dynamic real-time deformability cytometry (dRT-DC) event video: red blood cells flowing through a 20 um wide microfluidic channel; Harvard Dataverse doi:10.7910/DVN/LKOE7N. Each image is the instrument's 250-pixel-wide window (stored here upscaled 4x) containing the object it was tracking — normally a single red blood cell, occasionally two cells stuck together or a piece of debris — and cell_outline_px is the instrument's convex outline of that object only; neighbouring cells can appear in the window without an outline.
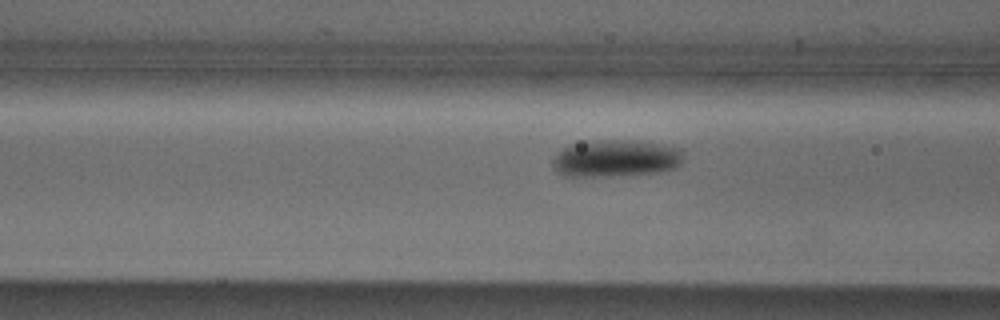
{"species": "Egyptian fruit bat (a non-hibernating species)", "species_latin": "Rousettus aegyptiacus", "temperature_condition": "cold", "stored_images_in_passage": 38, "camera_frame_rate_fps": 3000, "um_per_image_px": 0.085, "animal": {"sex": "male"}, "frame": {"image": 1, "passage_image": 16, "time_ms": 5.0, "image_size_px": [1000, 320], "cell_outline_px": [[684, 152], [680, 164], [676, 168], [656, 172], [608, 176], [564, 176], [552, 164], [552, 160], [556, 152], [568, 144], [592, 140], [628, 140], [684, 148]], "centroid_in_image_um": [52.32, 13.44], "position_along_channel_um": 114.3, "area_um2": 28.32}}
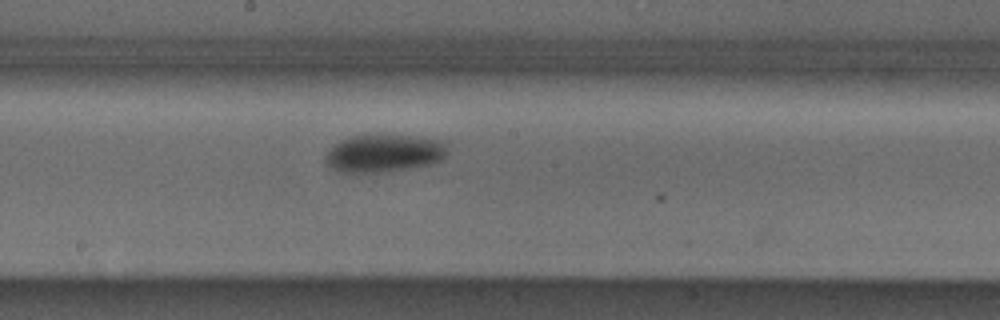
{"frame": {"image": 2, "passage_image": 24, "time_ms": 7.667, "image_size_px": [1000, 320], "cell_outline_px": [[448, 152], [440, 160], [432, 164], [388, 172], [336, 172], [324, 160], [324, 156], [340, 140], [352, 136], [424, 136], [444, 140], [448, 144]], "centroid_in_image_um": [32.7, 13.03], "position_along_channel_um": 215.5, "area_um2": 26.93}}
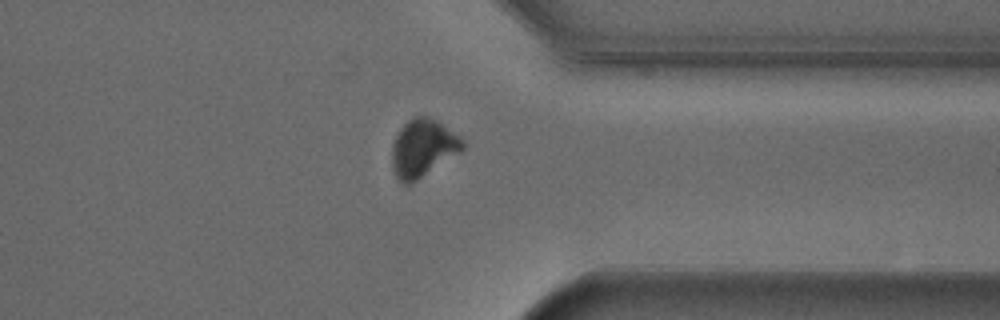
{"frame": {"image": 3, "passage_image": 37, "time_ms": 12.0, "image_size_px": [1000, 320], "cell_outline_px": [[464, 148], [416, 180], [408, 184], [404, 184], [396, 176], [392, 168], [392, 144], [400, 128], [412, 116], [428, 116], [436, 120], [460, 136], [464, 140]], "centroid_in_image_um": [35.92, 12.55], "position_along_channel_um": 375.5, "area_um2": 23.24}}